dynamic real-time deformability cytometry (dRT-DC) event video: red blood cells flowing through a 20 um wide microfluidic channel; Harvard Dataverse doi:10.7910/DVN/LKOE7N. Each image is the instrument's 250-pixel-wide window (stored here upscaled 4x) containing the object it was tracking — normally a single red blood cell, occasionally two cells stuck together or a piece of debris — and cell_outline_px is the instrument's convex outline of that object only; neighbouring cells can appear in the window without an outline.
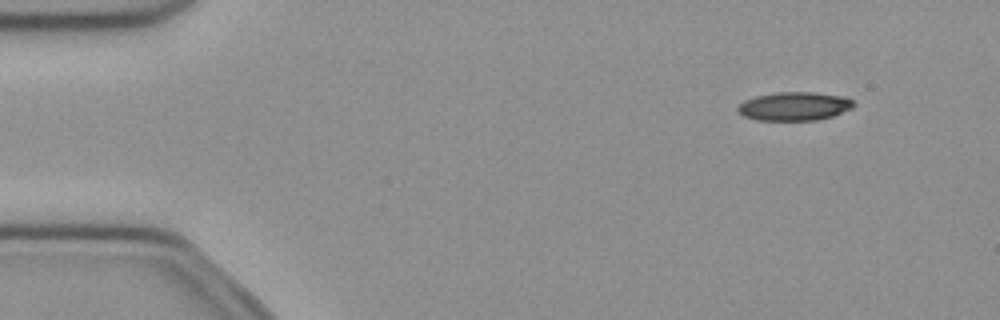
{"species": "common noctule bat (a hibernating species)", "species_latin": "Nyctalus noctula", "temperature_condition": "cold", "stored_images_in_passage": 51, "camera_frame_rate_fps": 3000, "um_per_image_px": 0.085, "animal": {"sex": "female", "body_mass_g": 21.9}, "frame": {"image": 1, "passage_image": 5, "time_ms": 1.333, "image_size_px": [1000, 320], "cell_outline_px": [[856, 104], [852, 108], [832, 116], [816, 120], [756, 120], [744, 116], [736, 112], [736, 108], [744, 100], [756, 96], [776, 92], [816, 92], [848, 96]], "centroid_in_image_um": [67.53, 9.02], "position_along_channel_um": 17.5, "area_um2": 19.54}}
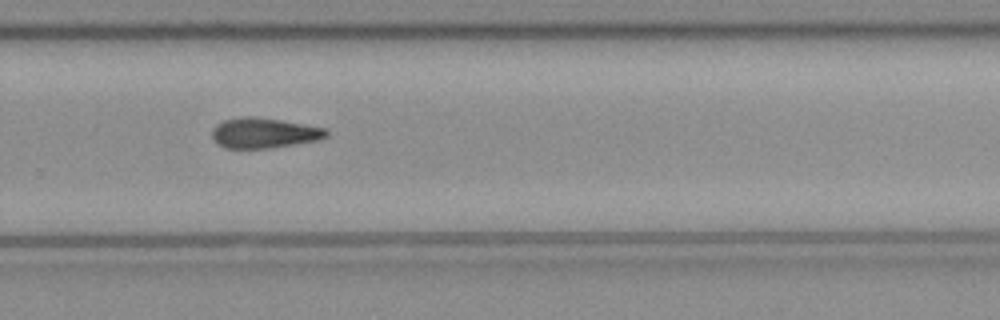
{"frame": {"image": 2, "passage_image": 34, "time_ms": 11.0, "image_size_px": [1000, 320], "cell_outline_px": [[328, 136], [320, 140], [272, 148], [224, 148], [216, 144], [212, 136], [212, 128], [216, 124], [224, 120], [244, 116], [248, 116], [280, 120], [324, 128], [328, 132]], "centroid_in_image_um": [22.41, 11.32], "position_along_channel_um": 307.4, "area_um2": 20.17}}
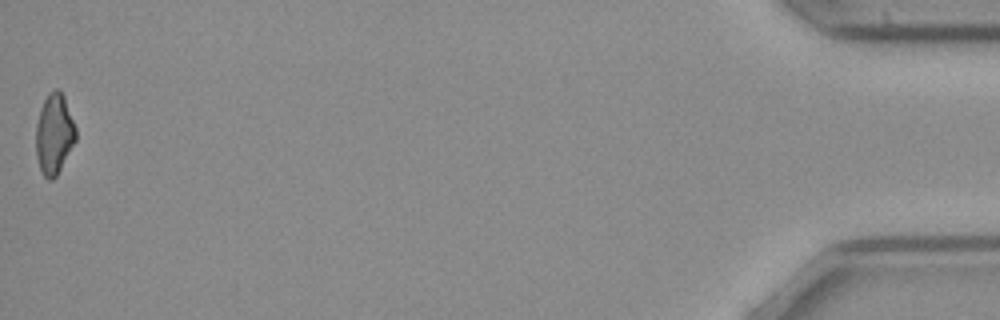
{"frame": {"image": 3, "passage_image": 51, "time_ms": 16.667, "image_size_px": [1000, 320], "cell_outline_px": [[76, 140], [56, 176], [52, 180], [48, 180], [44, 176], [40, 168], [36, 156], [36, 124], [40, 108], [48, 92], [56, 88], [64, 96], [76, 128]], "centroid_in_image_um": [4.6, 11.38], "position_along_channel_um": 430.6, "area_um2": 18.61}, "authors_computed_cell_mechanics": {"area_um2": 19.9988, "velocity_mm_per_s": 3.9835, "shape_relaxation_time_tau1_ms": 5.7997, "shape_relaxation_time_tau2_ms": null, "deformation_change_tau1": 0.151, "deformation_change_tau2": null}}